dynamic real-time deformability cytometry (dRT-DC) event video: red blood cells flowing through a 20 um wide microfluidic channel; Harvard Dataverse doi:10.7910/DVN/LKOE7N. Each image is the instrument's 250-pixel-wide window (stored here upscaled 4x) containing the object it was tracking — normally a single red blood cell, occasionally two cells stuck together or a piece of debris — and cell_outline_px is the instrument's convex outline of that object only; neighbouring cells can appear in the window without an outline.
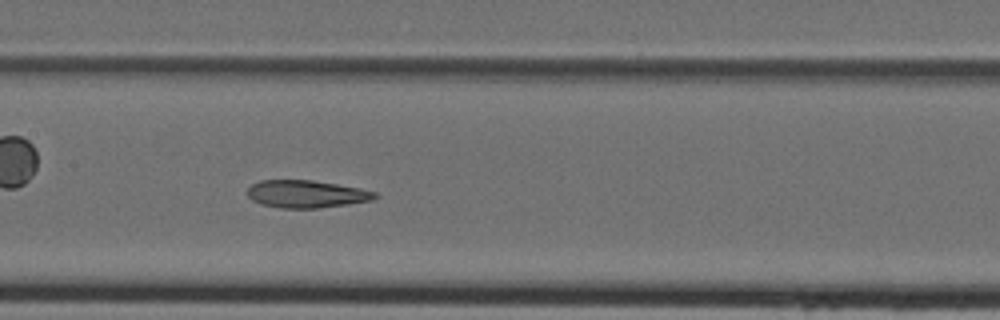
{"species": "Egyptian fruit bat (a non-hibernating species)", "species_latin": "Rousettus aegyptiacus", "temperature_condition": "cold", "stored_images_in_passage": 40, "camera_frame_rate_fps": 3000, "um_per_image_px": 0.085, "animal": {"sex": "female"}, "frame": {"image": 1, "passage_image": 18, "time_ms": 5.667, "image_size_px": [1000, 320], "cell_outline_px": [[380, 196], [372, 200], [348, 204], [316, 208], [280, 208], [260, 204], [252, 200], [248, 196], [248, 188], [252, 184], [260, 180], [312, 180], [360, 188], [376, 192]], "centroid_in_image_um": [26.04, 16.49], "position_along_channel_um": 181.4, "area_um2": 20.46}}
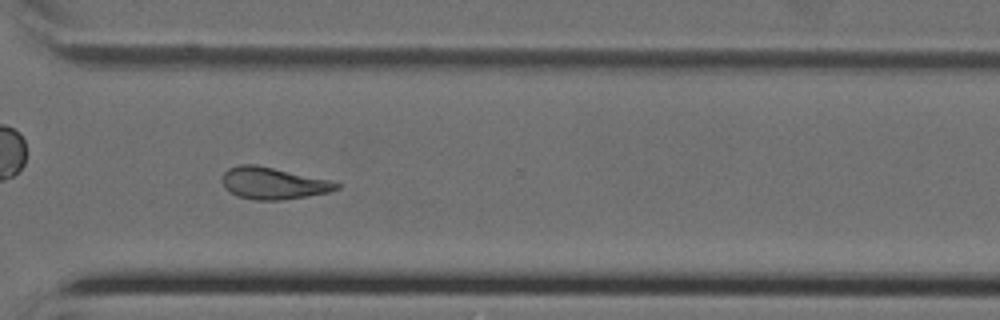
{"frame": {"image": 2, "passage_image": 29, "time_ms": 9.333, "image_size_px": [1000, 320], "cell_outline_px": [[340, 188], [328, 192], [308, 196], [280, 200], [256, 200], [236, 196], [224, 188], [220, 180], [224, 172], [228, 168], [240, 164], [256, 164], [332, 180], [340, 184]], "centroid_in_image_um": [23.19, 15.57], "position_along_channel_um": 347.4, "area_um2": 21.5}}